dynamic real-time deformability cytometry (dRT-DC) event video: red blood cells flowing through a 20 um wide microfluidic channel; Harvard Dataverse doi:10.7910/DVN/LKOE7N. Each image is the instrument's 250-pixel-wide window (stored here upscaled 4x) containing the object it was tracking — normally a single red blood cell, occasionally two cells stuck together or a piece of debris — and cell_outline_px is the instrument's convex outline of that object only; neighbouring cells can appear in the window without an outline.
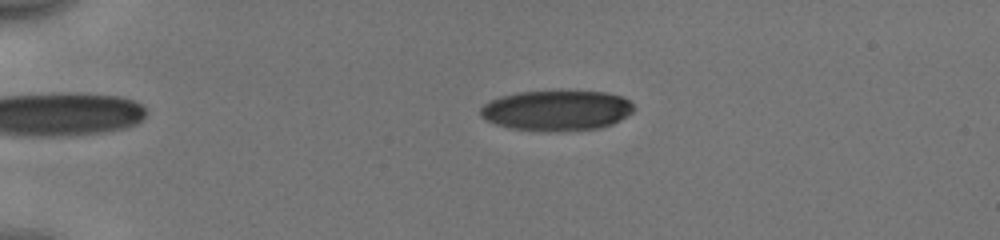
{"species": "human", "species_latin": "Homo sapiens", "temperature_condition": "cold", "stored_images_in_passage": 46, "camera_frame_rate_fps": 3000, "um_per_image_px": 0.085, "donor": {"sex": "male"}, "frame": {"image": 1, "passage_image": 6, "time_ms": 1.667, "image_size_px": [1000, 240], "cell_outline_px": [[636, 108], [628, 116], [612, 124], [600, 128], [556, 132], [508, 128], [496, 124], [480, 116], [480, 108], [484, 104], [500, 96], [516, 92], [604, 92], [620, 96], [628, 100]], "centroid_in_image_um": [47.32, 9.41], "position_along_channel_um": 37.7, "area_um2": 35.95}}
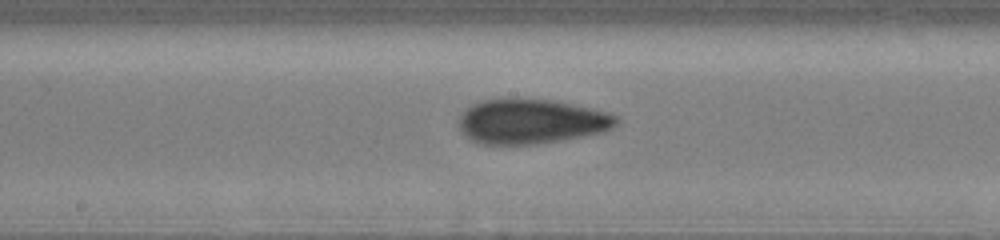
{"frame": {"image": 2, "passage_image": 23, "time_ms": 7.333, "image_size_px": [1000, 240], "cell_outline_px": [[620, 120], [612, 128], [604, 132], [532, 144], [484, 144], [472, 140], [460, 128], [460, 116], [472, 104], [484, 100], [552, 100], [592, 108], [608, 112], [616, 116]], "centroid_in_image_um": [45.2, 10.32], "position_along_channel_um": 203.0, "area_um2": 40.06}}
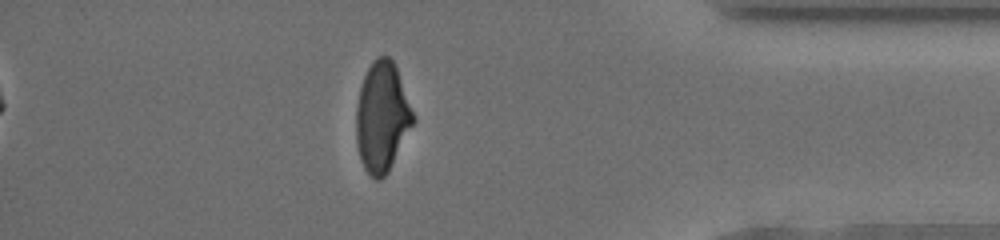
{"frame": {"image": 3, "passage_image": 40, "time_ms": 13.0, "image_size_px": [1000, 240], "cell_outline_px": [[416, 120], [388, 172], [380, 180], [376, 180], [364, 168], [356, 144], [356, 108], [360, 88], [364, 76], [372, 60], [376, 56], [388, 56], [392, 60], [396, 68], [416, 116]], "centroid_in_image_um": [32.48, 9.94], "position_along_channel_um": 402.7, "area_um2": 36.53}, "authors_computed_cell_mechanics": {"area_um2": 38.5815, "velocity_mm_per_s": 3.9862, "shape_relaxation_time_tau1_ms": 6.5366, "shape_relaxation_time_tau2_ms": 2.0814, "deformation_change_tau1": 0.1791, "deformation_change_tau2": 0.0937}}